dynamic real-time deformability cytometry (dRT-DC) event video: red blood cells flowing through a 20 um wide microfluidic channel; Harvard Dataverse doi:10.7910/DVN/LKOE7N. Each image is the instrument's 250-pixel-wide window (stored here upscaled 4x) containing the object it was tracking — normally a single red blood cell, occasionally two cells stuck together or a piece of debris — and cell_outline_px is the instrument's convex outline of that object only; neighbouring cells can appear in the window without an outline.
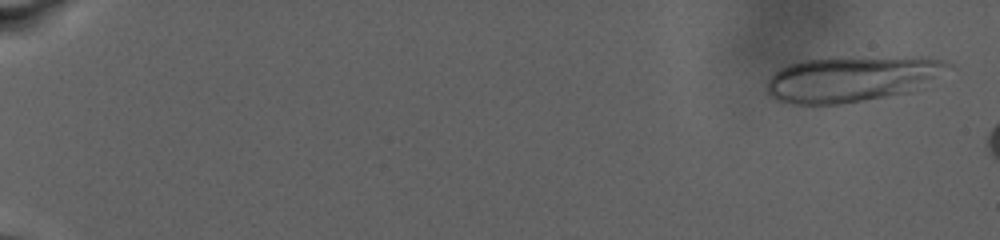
{"species": "human", "species_latin": "Homo sapiens", "temperature_condition": "warm", "stored_images_in_passage": 19, "camera_frame_rate_fps": 3000, "um_per_image_px": 0.085, "donor": {"sex": "male"}, "frame": {"image": 1, "passage_image": 3, "time_ms": 0.667, "image_size_px": [1000, 240], "cell_outline_px": [[952, 64], [912, 92], [840, 104], [792, 104], [776, 100], [768, 96], [764, 92], [764, 84], [780, 68], [788, 64], [804, 60], [832, 56], [924, 56], [940, 60]], "centroid_in_image_um": [72.3, 6.68], "position_along_channel_um": 12.7, "area_um2": 48.96}}